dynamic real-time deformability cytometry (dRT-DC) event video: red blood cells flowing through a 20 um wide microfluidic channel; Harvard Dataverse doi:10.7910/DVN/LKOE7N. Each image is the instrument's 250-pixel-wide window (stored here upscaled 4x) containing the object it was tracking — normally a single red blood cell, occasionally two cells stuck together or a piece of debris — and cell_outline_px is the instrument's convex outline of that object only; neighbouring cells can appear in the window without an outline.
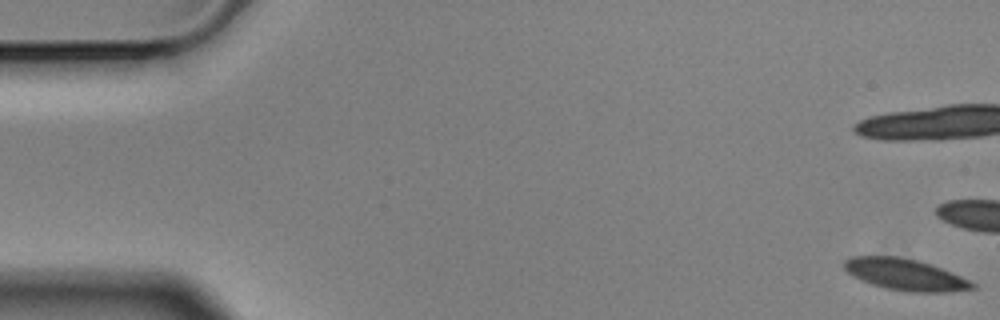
{"species": "Egyptian fruit bat (a non-hibernating species)", "species_latin": "Rousettus aegyptiacus", "temperature_condition": "cold", "stored_images_in_passage": 5, "camera_frame_rate_fps": 3000, "um_per_image_px": 0.085, "animal": {"sex": "male"}, "frame": {"image": 1, "passage_image": 1, "time_ms": 0.0, "image_size_px": [1000, 320], "cell_outline_px": [[976, 288], [952, 292], [908, 292], [888, 288], [872, 284], [860, 280], [852, 276], [844, 268], [844, 260], [852, 256], [896, 256], [920, 260], [932, 264], [960, 276], [976, 284]], "centroid_in_image_um": [76.95, 23.33], "position_along_channel_um": 8.1, "area_um2": 23.58}}